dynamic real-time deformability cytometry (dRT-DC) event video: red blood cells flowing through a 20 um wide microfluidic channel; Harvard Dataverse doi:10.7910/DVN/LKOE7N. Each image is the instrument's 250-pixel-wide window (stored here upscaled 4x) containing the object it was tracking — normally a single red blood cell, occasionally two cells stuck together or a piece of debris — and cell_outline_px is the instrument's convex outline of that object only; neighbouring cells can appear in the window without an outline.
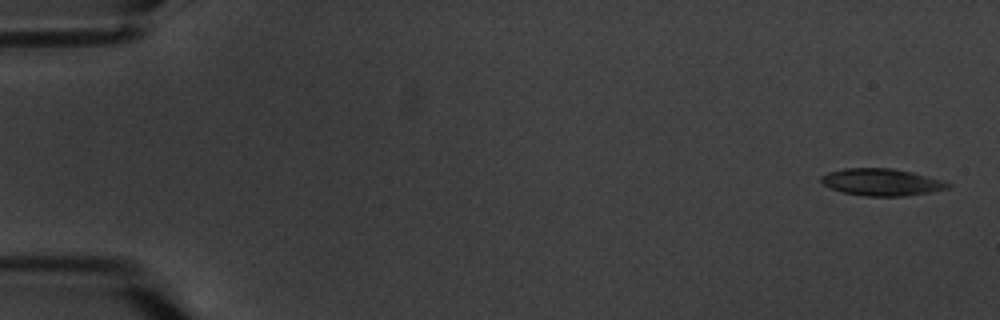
{"species": "common noctule bat (a hibernating species)", "species_latin": "Nyctalus noctula", "temperature_condition": "warm", "stored_images_in_passage": 6, "camera_frame_rate_fps": 3000, "um_per_image_px": 0.085, "animal": {"sex": "male", "body_mass_g": 20.1, "forearm_length_mm": 53.5}, "frame": {"image": 1, "passage_image": 1, "time_ms": 0.0, "image_size_px": [1000, 320], "cell_outline_px": [[952, 184], [948, 188], [928, 192], [900, 196], [868, 196], [844, 192], [832, 188], [824, 184], [820, 180], [820, 176], [828, 172], [844, 168], [892, 168], [912, 172], [940, 180]], "centroid_in_image_um": [74.9, 15.47], "position_along_channel_um": 10.1, "area_um2": 19.59}}
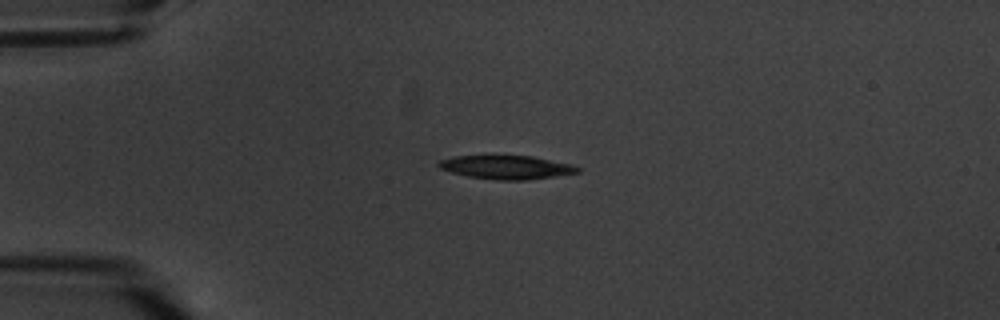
{"frame": {"image": 2, "passage_image": 4, "time_ms": 4.333, "image_size_px": [1000, 320], "cell_outline_px": [[580, 172], [524, 180], [500, 180], [468, 176], [452, 172], [440, 168], [436, 164], [440, 160], [452, 156], [492, 152], [532, 156], [568, 164], [580, 168]], "centroid_in_image_um": [42.93, 14.15], "position_along_channel_um": 42.1, "area_um2": 19.83}}